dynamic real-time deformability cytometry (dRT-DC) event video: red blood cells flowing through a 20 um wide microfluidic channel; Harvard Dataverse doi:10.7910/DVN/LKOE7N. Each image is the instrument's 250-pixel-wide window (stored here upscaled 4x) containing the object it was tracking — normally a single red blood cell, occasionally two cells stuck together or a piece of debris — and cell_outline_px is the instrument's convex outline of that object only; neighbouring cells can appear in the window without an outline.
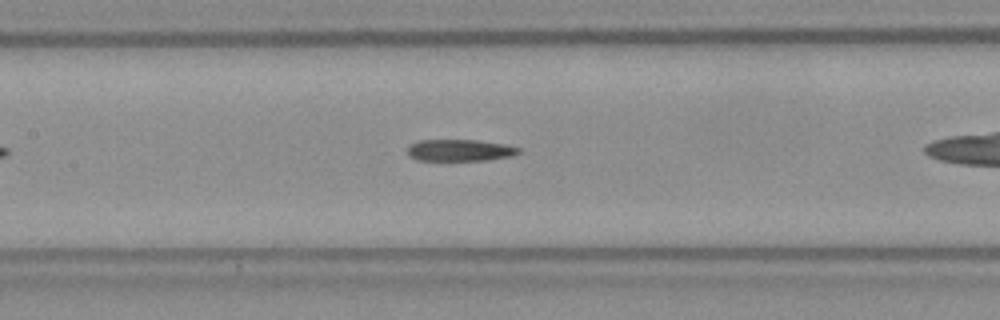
{"species": "Egyptian fruit bat (a non-hibernating species)", "species_latin": "Rousettus aegyptiacus", "temperature_condition": "room temperature", "stored_images_in_passage": 32, "camera_frame_rate_fps": 3000, "um_per_image_px": 0.085, "frame": {"image": 1, "passage_image": 14, "time_ms": 4.333, "image_size_px": [1000, 320], "cell_outline_px": [[520, 152], [512, 156], [484, 160], [416, 160], [408, 156], [408, 144], [420, 140], [476, 140], [504, 144], [520, 148]], "centroid_in_image_um": [39.05, 12.77], "position_along_channel_um": 168.4, "area_um2": 14.05}}